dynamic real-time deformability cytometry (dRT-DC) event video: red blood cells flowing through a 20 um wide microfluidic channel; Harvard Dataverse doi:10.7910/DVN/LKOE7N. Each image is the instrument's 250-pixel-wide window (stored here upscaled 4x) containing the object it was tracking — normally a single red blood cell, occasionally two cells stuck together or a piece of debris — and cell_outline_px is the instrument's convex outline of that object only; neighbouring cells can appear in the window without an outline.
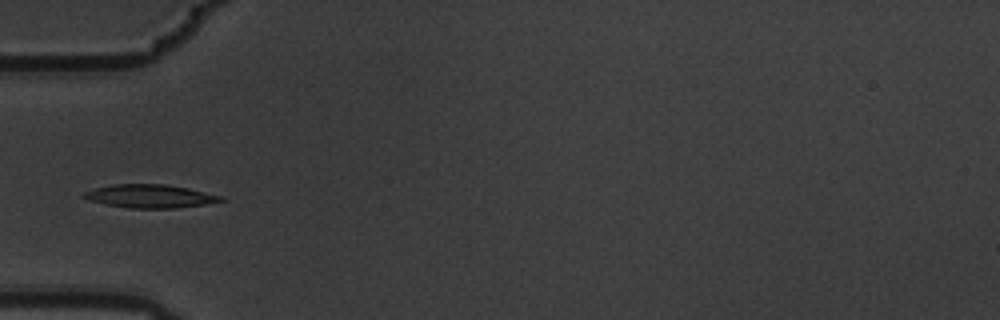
{"species": "common noctule bat (a hibernating species)", "species_latin": "Nyctalus noctula", "temperature_condition": "warm", "stored_images_in_passage": 7, "camera_frame_rate_fps": 3000, "um_per_image_px": 0.085, "animal": {"sex": "male", "body_mass_g": 19.5, "forearm_length_mm": 54.6}, "frame": {"image": 1, "passage_image": 5, "time_ms": 1.333, "image_size_px": [1000, 320], "cell_outline_px": [[228, 200], [208, 204], [176, 208], [128, 208], [104, 204], [88, 200], [80, 196], [84, 192], [96, 188], [112, 184], [168, 184], [188, 188], [224, 196]], "centroid_in_image_um": [12.8, 16.68], "position_along_channel_um": 72.2, "area_um2": 18.9}}
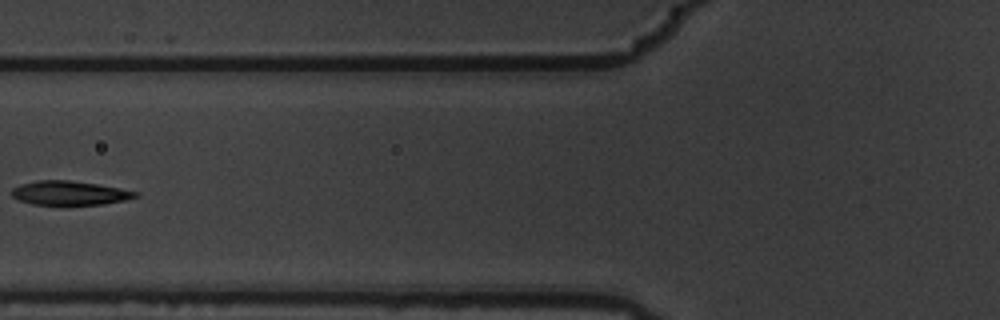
{"frame": {"image": 2, "passage_image": 6, "time_ms": 1.667, "image_size_px": [1000, 320], "cell_outline_px": [[140, 196], [124, 200], [104, 204], [64, 208], [60, 208], [32, 204], [20, 200], [12, 196], [12, 188], [20, 184], [36, 180], [68, 180], [96, 184], [140, 192]], "centroid_in_image_um": [5.9, 16.46], "position_along_channel_um": 119.9, "area_um2": 18.26}}
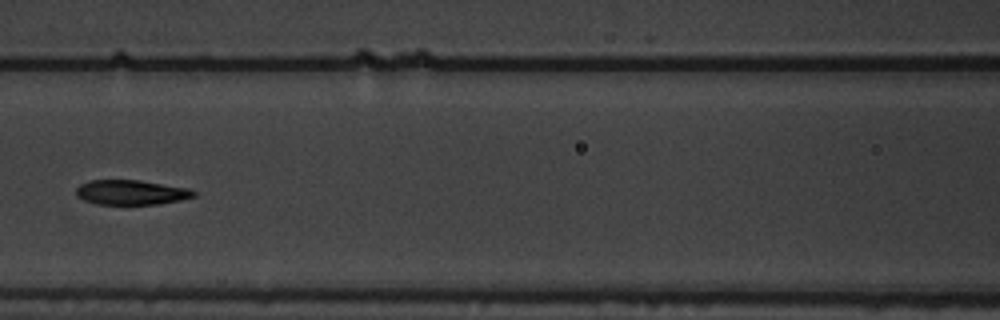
{"frame": {"image": 3, "passage_image": 7, "time_ms": 2.0, "image_size_px": [1000, 320], "cell_outline_px": [[196, 196], [180, 200], [160, 204], [96, 204], [84, 200], [76, 196], [76, 188], [80, 184], [88, 180], [140, 180], [188, 188], [196, 192]], "centroid_in_image_um": [11.13, 16.35], "position_along_channel_um": 155.5, "area_um2": 17.05}}